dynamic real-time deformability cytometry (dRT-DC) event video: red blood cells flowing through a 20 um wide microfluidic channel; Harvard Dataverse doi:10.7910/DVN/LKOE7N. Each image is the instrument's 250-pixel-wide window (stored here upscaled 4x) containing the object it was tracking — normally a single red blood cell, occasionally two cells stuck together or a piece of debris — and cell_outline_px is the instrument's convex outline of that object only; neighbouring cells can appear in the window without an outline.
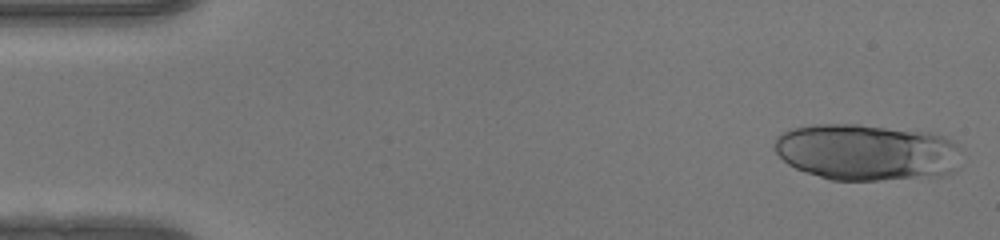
{"species": "human", "species_latin": "Homo sapiens", "temperature_condition": "warm", "stored_images_in_passage": 24, "camera_frame_rate_fps": 3000, "um_per_image_px": 0.085, "donor": {"sex": "female"}, "frame": {"image": 1, "passage_image": 1, "time_ms": 0.0, "image_size_px": [1000, 240], "cell_outline_px": [[960, 148], [956, 172], [940, 176], [880, 180], [832, 180], [796, 168], [788, 164], [776, 152], [776, 136], [792, 128], [812, 124], [856, 124], [928, 132], [944, 136], [952, 140]], "centroid_in_image_um": [73.7, 12.93], "position_along_channel_um": 11.3, "area_um2": 61.61}}
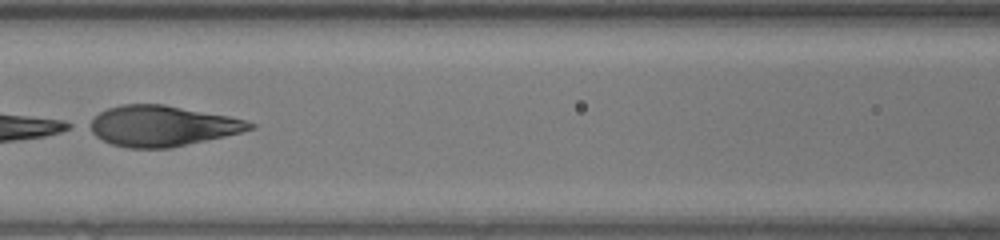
{"frame": {"image": 2, "passage_image": 21, "time_ms": 6.667, "image_size_px": [1000, 240], "cell_outline_px": [[256, 128], [224, 136], [168, 148], [128, 148], [112, 144], [96, 136], [84, 128], [84, 124], [100, 112], [108, 108], [120, 104], [164, 104], [228, 116], [244, 120], [256, 124]], "centroid_in_image_um": [13.7, 10.69], "position_along_channel_um": 152.9, "area_um2": 37.92}}